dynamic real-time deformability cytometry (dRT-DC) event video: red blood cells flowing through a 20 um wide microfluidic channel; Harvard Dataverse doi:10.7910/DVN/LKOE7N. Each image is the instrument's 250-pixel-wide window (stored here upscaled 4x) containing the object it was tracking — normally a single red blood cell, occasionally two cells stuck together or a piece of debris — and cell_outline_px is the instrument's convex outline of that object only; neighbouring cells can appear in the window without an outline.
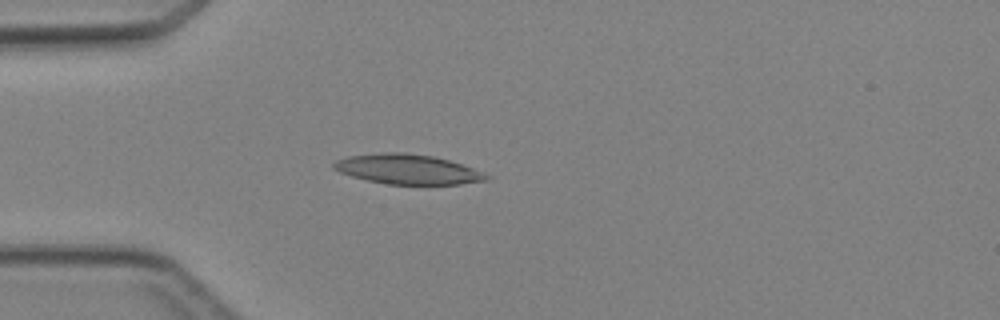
{"species": "Egyptian fruit bat (a non-hibernating species)", "species_latin": "Rousettus aegyptiacus", "temperature_condition": "cold", "stored_images_in_passage": 2, "camera_frame_rate_fps": 3000, "um_per_image_px": 0.085, "animal": {"sex": "female"}, "frame": {"image": 1, "passage_image": 2, "time_ms": 1.0, "image_size_px": [1000, 320], "cell_outline_px": [[492, 180], [460, 184], [388, 184], [368, 180], [352, 176], [340, 172], [332, 168], [332, 164], [336, 160], [348, 156], [384, 152], [404, 152], [432, 156], [448, 160], [484, 172], [492, 176]], "centroid_in_image_um": [34.68, 14.39], "position_along_channel_um": 50.3, "area_um2": 26.53}}